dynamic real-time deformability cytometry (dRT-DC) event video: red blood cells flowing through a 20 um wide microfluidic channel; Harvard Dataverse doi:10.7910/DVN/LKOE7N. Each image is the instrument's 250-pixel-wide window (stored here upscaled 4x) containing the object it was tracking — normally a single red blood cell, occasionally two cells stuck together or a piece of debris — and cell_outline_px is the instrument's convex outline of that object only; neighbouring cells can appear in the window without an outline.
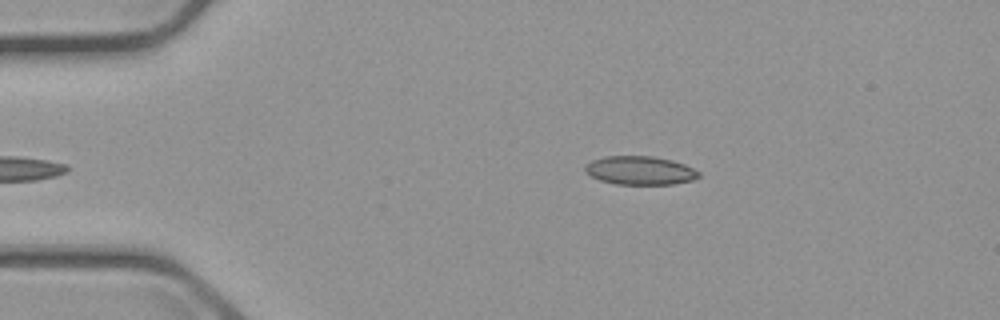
{"species": "common noctule bat (a hibernating species)", "species_latin": "Nyctalus noctula", "temperature_condition": "cold", "stored_images_in_passage": 5, "camera_frame_rate_fps": 3000, "um_per_image_px": 0.085, "animal": {"sex": "male", "body_mass_g": 23.1, "forearm_length_mm": 52.7}, "frame": {"image": 1, "passage_image": 2, "time_ms": 1.0, "image_size_px": [1000, 320], "cell_outline_px": [[700, 176], [692, 180], [672, 184], [616, 184], [600, 180], [584, 172], [584, 164], [592, 160], [604, 156], [652, 156], [672, 160], [684, 164], [700, 172]], "centroid_in_image_um": [54.37, 14.48], "position_along_channel_um": 30.6, "area_um2": 18.96}}
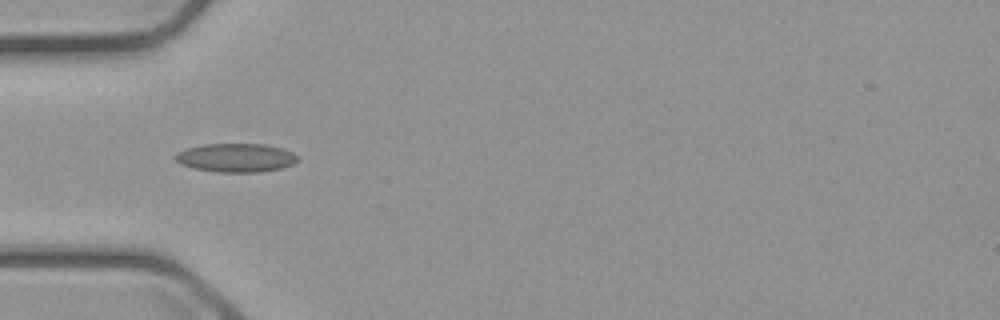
{"frame": {"image": 2, "passage_image": 4, "time_ms": 3.333, "image_size_px": [1000, 320], "cell_outline_px": [[300, 160], [284, 168], [260, 172], [216, 172], [192, 168], [180, 164], [172, 156], [176, 152], [188, 148], [204, 144], [264, 144], [280, 148], [292, 152]], "centroid_in_image_um": [20.03, 13.42], "position_along_channel_um": 65.0, "area_um2": 20.58}}
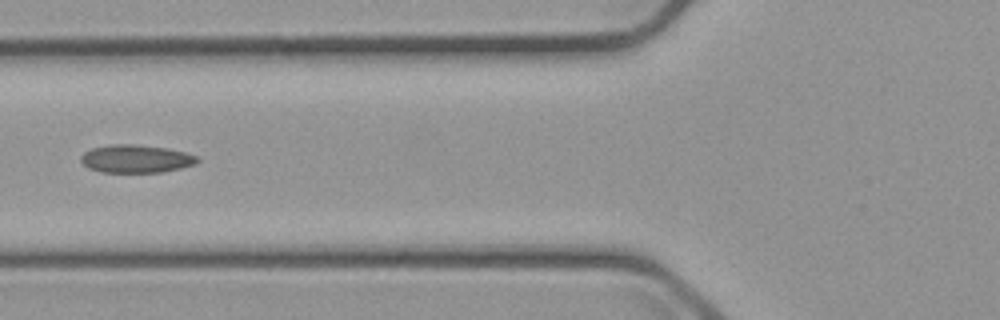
{"frame": {"image": 3, "passage_image": 5, "time_ms": 4.667, "image_size_px": [1000, 320], "cell_outline_px": [[200, 160], [196, 164], [164, 172], [100, 172], [88, 168], [80, 160], [80, 156], [84, 152], [92, 148], [112, 144], [132, 144], [164, 148], [184, 152], [196, 156]], "centroid_in_image_um": [11.54, 13.5], "position_along_channel_um": 114.3, "area_um2": 18.9}}